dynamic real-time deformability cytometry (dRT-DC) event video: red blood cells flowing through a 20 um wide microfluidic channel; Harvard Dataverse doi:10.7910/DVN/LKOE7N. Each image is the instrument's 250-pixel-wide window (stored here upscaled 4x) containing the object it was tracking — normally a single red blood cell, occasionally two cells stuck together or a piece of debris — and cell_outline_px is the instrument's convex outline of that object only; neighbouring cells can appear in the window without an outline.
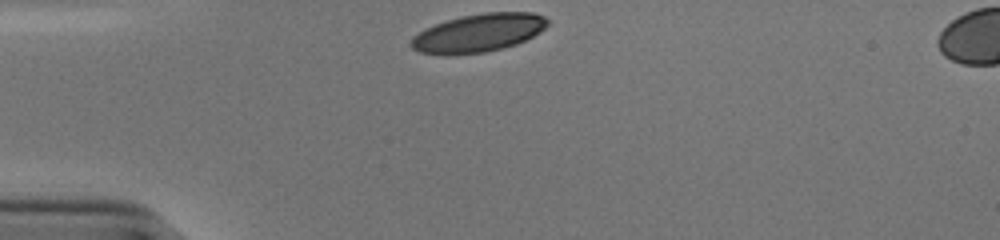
{"species": "human", "species_latin": "Homo sapiens", "temperature_condition": "cold", "stored_images_in_passage": 30, "camera_frame_rate_fps": 3000, "um_per_image_px": 0.085, "donor": {"sex": "male"}, "frame": {"image": 1, "passage_image": 1, "time_ms": 0.0, "image_size_px": [1000, 240], "cell_outline_px": [[548, 24], [540, 32], [516, 44], [484, 52], [420, 52], [412, 48], [408, 44], [412, 36], [436, 24], [460, 16], [484, 12], [532, 12], [544, 16], [548, 20]], "centroid_in_image_um": [40.72, 2.75], "position_along_channel_um": 44.3, "area_um2": 29.42}}
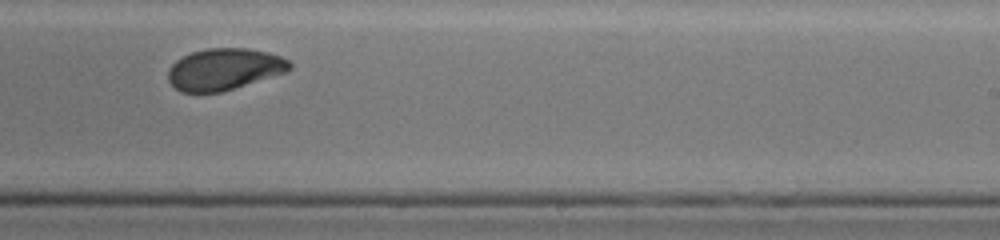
{"frame": {"image": 2, "passage_image": 21, "time_ms": 6.667, "image_size_px": [1000, 240], "cell_outline_px": [[292, 68], [288, 72], [220, 92], [180, 92], [168, 80], [168, 68], [176, 60], [192, 52], [208, 48], [248, 48], [268, 52], [280, 56], [288, 60], [292, 64]], "centroid_in_image_um": [19.08, 5.87], "position_along_channel_um": 269.9, "area_um2": 29.48}}
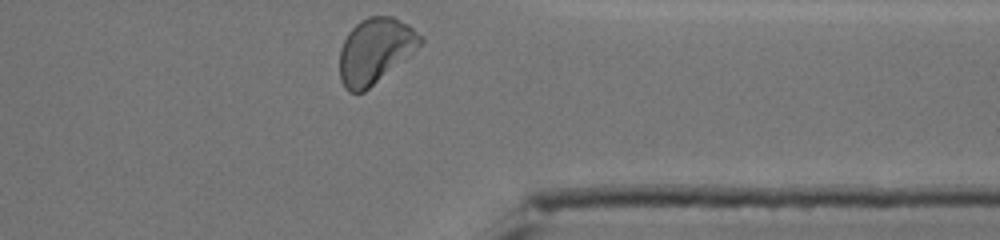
{"frame": {"image": 3, "passage_image": 30, "time_ms": 9.667, "image_size_px": [1000, 240], "cell_outline_px": [[424, 40], [408, 56], [364, 92], [348, 92], [344, 88], [340, 80], [340, 48], [348, 32], [360, 20], [368, 16], [392, 16], [408, 24], [424, 36]], "centroid_in_image_um": [31.87, 4.3], "position_along_channel_um": 379.5, "area_um2": 30.58}, "authors_computed_cell_mechanics": {"area_um2": 30.4028, "velocity_mm_per_s": 3.7978, "shape_relaxation_time_tau1_ms": 4.0054, "shape_relaxation_time_tau2_ms": 1.2233, "deformation_change_tau1": 0.1325, "deformation_change_tau2": 0.0551}}